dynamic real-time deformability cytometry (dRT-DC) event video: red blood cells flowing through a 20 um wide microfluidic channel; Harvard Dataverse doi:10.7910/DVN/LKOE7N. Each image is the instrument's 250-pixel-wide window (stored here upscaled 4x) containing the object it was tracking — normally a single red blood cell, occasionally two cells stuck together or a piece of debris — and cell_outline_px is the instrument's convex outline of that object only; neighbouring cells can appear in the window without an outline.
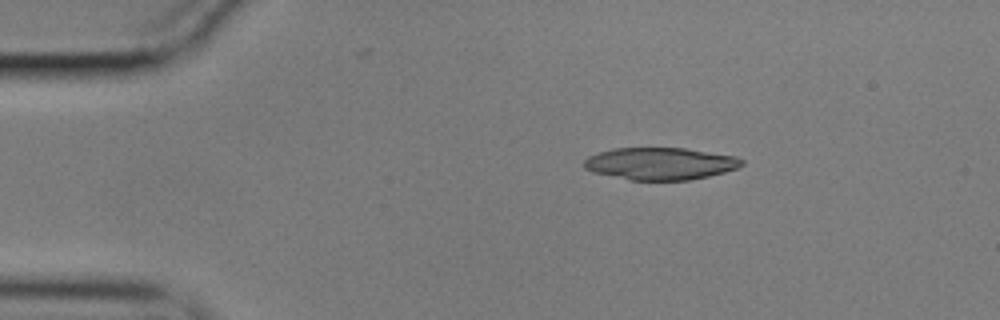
{"species": "common noctule bat (a hibernating species)", "species_latin": "Nyctalus noctula", "temperature_condition": "cold", "stored_images_in_passage": 29, "camera_frame_rate_fps": 3000, "um_per_image_px": 0.085, "animal": {"sex": "male", "body_mass_g": 17.9}, "frame": {"image": 1, "passage_image": 1, "time_ms": 0.0, "image_size_px": [1000, 320], "cell_outline_px": [[744, 164], [736, 168], [724, 172], [708, 176], [688, 180], [628, 180], [592, 172], [584, 168], [584, 160], [588, 156], [612, 148], [688, 148], [736, 156], [744, 160]], "centroid_in_image_um": [56.12, 13.9], "position_along_channel_um": 28.9, "area_um2": 29.77}}